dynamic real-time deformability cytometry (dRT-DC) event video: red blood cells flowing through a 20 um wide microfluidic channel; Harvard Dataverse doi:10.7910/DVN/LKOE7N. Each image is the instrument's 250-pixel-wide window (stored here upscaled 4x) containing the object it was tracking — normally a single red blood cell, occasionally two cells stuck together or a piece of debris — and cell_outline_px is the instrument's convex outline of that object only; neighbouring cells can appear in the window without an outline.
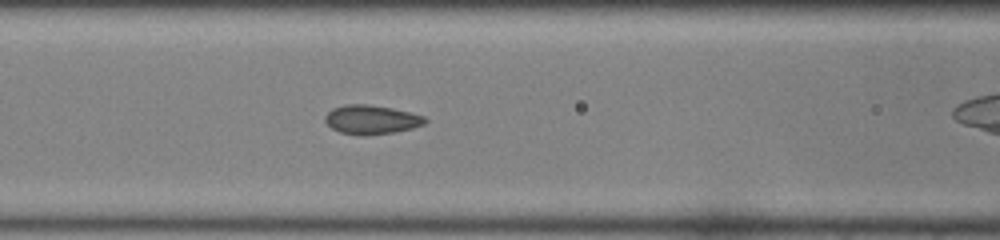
{"species": "common noctule bat (a hibernating species)", "species_latin": "Nyctalus noctula", "temperature_condition": "room temperature", "stored_images_in_passage": 30, "camera_frame_rate_fps": 3000, "um_per_image_px": 0.085, "animal": {"sex": "female", "body_mass_g": 22.0, "forearm_length_mm": 56.7}, "frame": {"image": 1, "passage_image": 11, "time_ms": 3.333, "image_size_px": [1000, 240], "cell_outline_px": [[428, 120], [424, 124], [412, 128], [392, 132], [364, 136], [360, 136], [340, 132], [332, 128], [324, 120], [324, 116], [332, 108], [344, 104], [368, 104], [392, 108], [424, 116]], "centroid_in_image_um": [31.53, 10.16], "position_along_channel_um": 135.1, "area_um2": 16.94}}
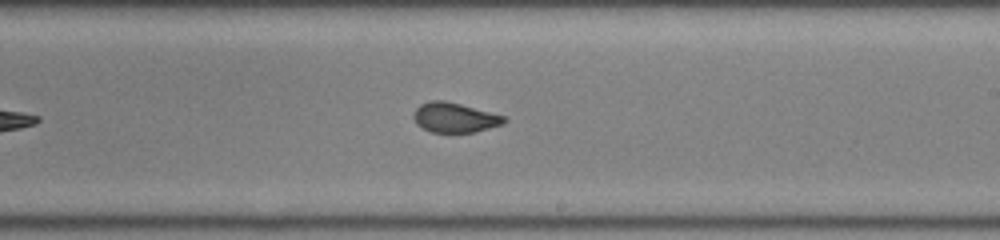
{"frame": {"image": 2, "passage_image": 19, "time_ms": 6.0, "image_size_px": [1000, 240], "cell_outline_px": [[508, 120], [504, 124], [472, 132], [432, 132], [416, 124], [412, 116], [416, 108], [420, 104], [428, 100], [444, 100], [460, 104], [504, 116]], "centroid_in_image_um": [38.61, 9.98], "position_along_channel_um": 250.4, "area_um2": 15.61}}
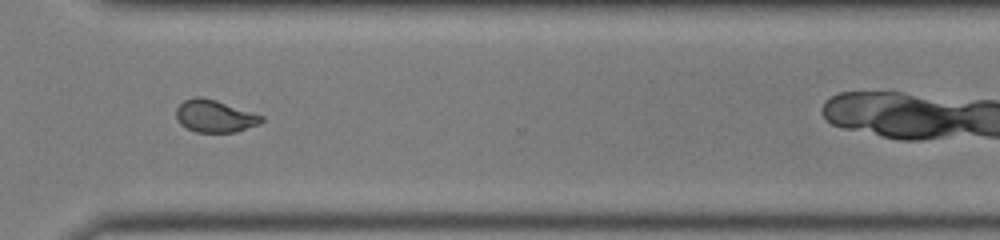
{"frame": {"image": 3, "passage_image": 26, "time_ms": 8.333, "image_size_px": [1000, 240], "cell_outline_px": [[264, 120], [260, 124], [236, 132], [196, 132], [180, 124], [176, 120], [176, 108], [184, 100], [196, 96], [200, 96], [216, 100], [264, 116]], "centroid_in_image_um": [18.25, 9.87], "position_along_channel_um": 352.3, "area_um2": 16.13}}